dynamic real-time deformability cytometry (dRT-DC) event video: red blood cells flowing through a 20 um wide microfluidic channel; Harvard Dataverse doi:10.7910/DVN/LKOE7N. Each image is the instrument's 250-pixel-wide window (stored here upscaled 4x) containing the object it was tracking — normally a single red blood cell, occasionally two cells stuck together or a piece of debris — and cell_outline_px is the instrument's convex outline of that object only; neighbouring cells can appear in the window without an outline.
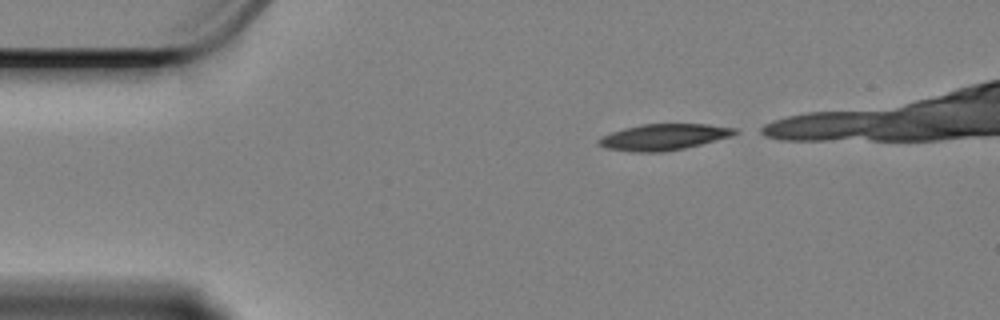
{"species": "Egyptian fruit bat (a non-hibernating species)", "species_latin": "Rousettus aegyptiacus", "temperature_condition": "cold", "stored_images_in_passage": 38, "camera_frame_rate_fps": 3000, "um_per_image_px": 0.085, "animal": {"sex": "female"}, "frame": {"image": 1, "passage_image": 1, "time_ms": 0.0, "image_size_px": [1000, 320], "cell_outline_px": [[740, 132], [732, 136], [684, 148], [660, 152], [636, 152], [604, 148], [596, 144], [596, 140], [600, 136], [624, 128], [640, 124], [708, 124], [736, 128]], "centroid_in_image_um": [56.38, 11.64], "position_along_channel_um": 28.6, "area_um2": 20.87}}
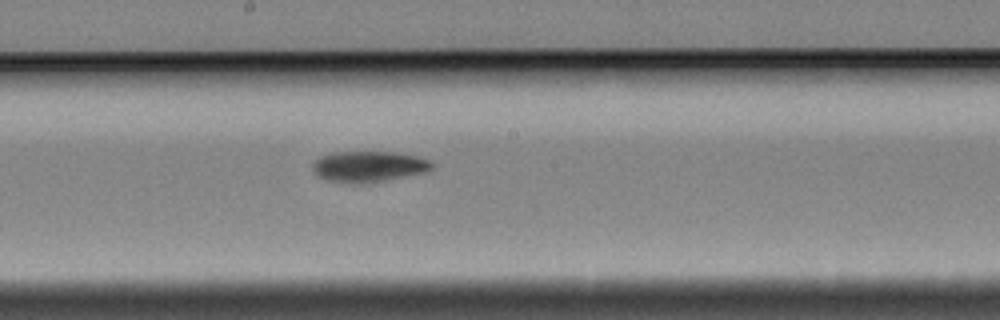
{"frame": {"image": 2, "passage_image": 22, "time_ms": 7.0, "image_size_px": [1000, 320], "cell_outline_px": [[432, 168], [424, 172], [384, 180], [332, 180], [320, 176], [312, 168], [312, 164], [320, 156], [336, 152], [392, 152], [416, 156], [432, 160]], "centroid_in_image_um": [31.39, 14.09], "position_along_channel_um": 216.8, "area_um2": 20.17}}
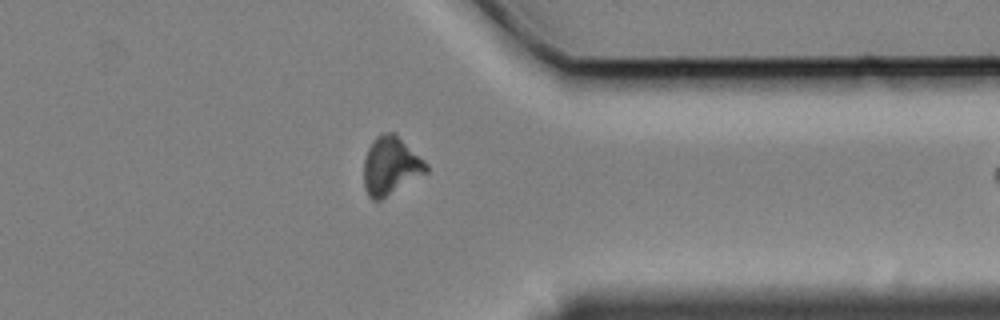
{"frame": {"image": 3, "passage_image": 37, "time_ms": 12.0, "image_size_px": [1000, 320], "cell_outline_px": [[428, 172], [380, 200], [372, 200], [368, 196], [364, 188], [364, 156], [372, 140], [376, 136], [384, 132], [396, 132], [428, 164]], "centroid_in_image_um": [33.2, 14.07], "position_along_channel_um": 378.2, "area_um2": 21.39}}